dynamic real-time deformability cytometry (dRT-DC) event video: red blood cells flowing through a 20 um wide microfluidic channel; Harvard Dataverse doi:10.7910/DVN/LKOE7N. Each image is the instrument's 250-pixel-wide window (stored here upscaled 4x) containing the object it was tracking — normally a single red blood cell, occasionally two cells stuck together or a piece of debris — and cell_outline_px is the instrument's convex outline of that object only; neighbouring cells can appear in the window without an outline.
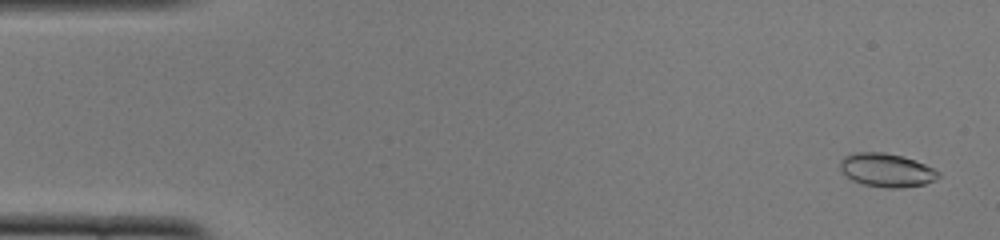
{"species": "common noctule bat (a hibernating species)", "species_latin": "Nyctalus noctula", "temperature_condition": "cold", "stored_images_in_passage": 52, "camera_frame_rate_fps": 3000, "um_per_image_px": 0.085, "animal": {"sex": "female", "body_mass_g": 22.0, "forearm_length_mm": 56.7}, "frame": {"image": 1, "passage_image": 2, "time_ms": 0.333, "image_size_px": [1000, 240], "cell_outline_px": [[940, 176], [924, 184], [900, 188], [892, 188], [864, 184], [852, 180], [840, 168], [840, 160], [844, 156], [856, 152], [884, 152], [900, 156], [924, 164], [940, 172]], "centroid_in_image_um": [75.34, 14.45], "position_along_channel_um": 9.7, "area_um2": 18.79}}
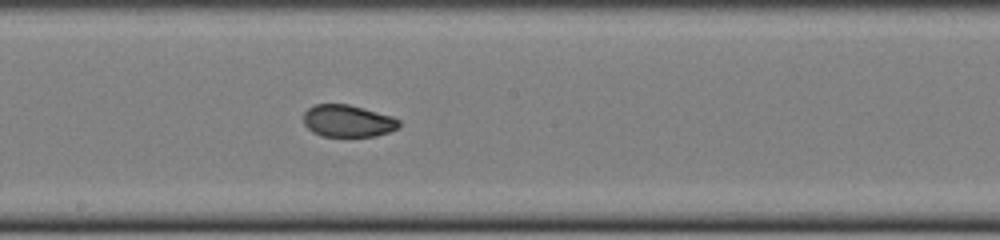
{"frame": {"image": 2, "passage_image": 28, "time_ms": 9.0, "image_size_px": [1000, 240], "cell_outline_px": [[400, 124], [396, 128], [388, 132], [376, 136], [320, 136], [312, 132], [304, 124], [304, 112], [308, 108], [316, 104], [348, 104], [364, 108], [392, 116], [400, 120]], "centroid_in_image_um": [29.55, 10.28], "position_along_channel_um": 218.7, "area_um2": 17.86}}
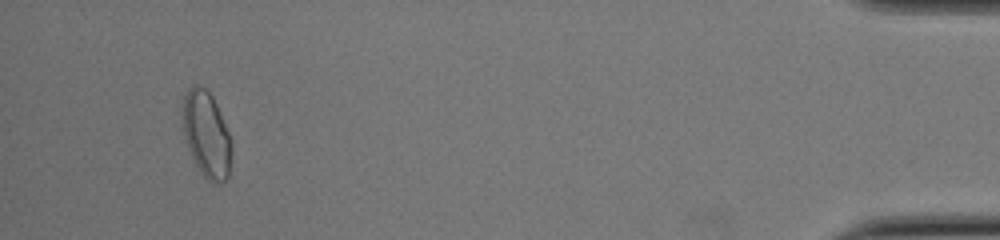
{"frame": {"image": 3, "passage_image": 49, "time_ms": 16.0, "image_size_px": [1000, 240], "cell_outline_px": [[232, 148], [228, 180], [212, 184], [204, 176], [196, 164], [192, 156], [184, 136], [184, 96], [188, 88], [192, 84], [196, 84], [204, 88], [212, 96], [216, 104], [232, 140]], "centroid_in_image_um": [17.59, 11.45], "position_along_channel_um": 417.6, "area_um2": 24.22}, "authors_computed_cell_mechanics": {"area_um2": 18.5538, "velocity_mm_per_s": 3.8661, "shape_relaxation_time_tau1_ms": 10.8214, "shape_relaxation_time_tau2_ms": 1.3081, "deformation_change_tau1": 0.2409, "deformation_change_tau2": 0.0519}}